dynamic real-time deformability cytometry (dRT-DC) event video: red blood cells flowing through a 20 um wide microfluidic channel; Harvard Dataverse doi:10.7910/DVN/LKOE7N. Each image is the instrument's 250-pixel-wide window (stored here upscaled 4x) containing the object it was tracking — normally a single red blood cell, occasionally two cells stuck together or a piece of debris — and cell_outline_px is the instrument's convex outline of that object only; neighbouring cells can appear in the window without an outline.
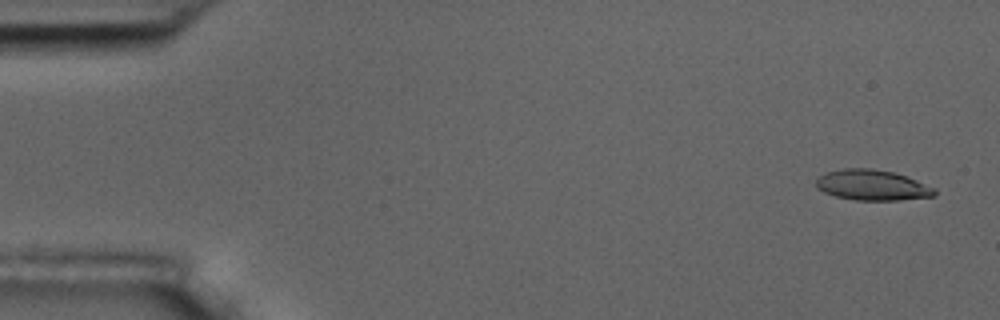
{"species": "common noctule bat (a hibernating species)", "species_latin": "Nyctalus noctula", "temperature_condition": "room temperature", "stored_images_in_passage": 5, "camera_frame_rate_fps": 3000, "um_per_image_px": 0.085, "animal": {"sex": "male", "body_mass_g": 17.5, "forearm_length_mm": 52.3}, "frame": {"image": 1, "passage_image": 1, "time_ms": 0.0, "image_size_px": [1000, 320], "cell_outline_px": [[936, 196], [900, 200], [856, 200], [836, 196], [824, 192], [816, 188], [816, 180], [820, 176], [828, 172], [844, 168], [872, 168], [892, 172], [916, 180], [936, 188]], "centroid_in_image_um": [74.15, 15.74], "position_along_channel_um": 10.8, "area_um2": 20.98}}
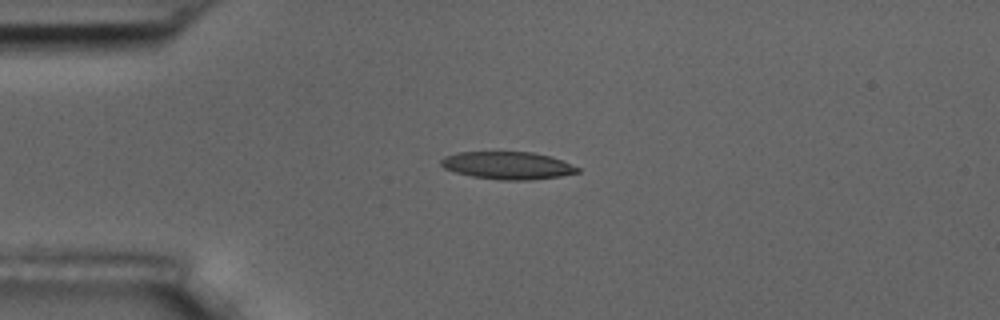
{"frame": {"image": 2, "passage_image": 4, "time_ms": 3.667, "image_size_px": [1000, 320], "cell_outline_px": [[580, 172], [560, 176], [528, 180], [500, 180], [472, 176], [456, 172], [444, 168], [440, 164], [440, 160], [444, 156], [456, 152], [532, 152], [552, 156], [580, 168]], "centroid_in_image_um": [43.14, 14.06], "position_along_channel_um": 41.9, "area_um2": 21.96}}